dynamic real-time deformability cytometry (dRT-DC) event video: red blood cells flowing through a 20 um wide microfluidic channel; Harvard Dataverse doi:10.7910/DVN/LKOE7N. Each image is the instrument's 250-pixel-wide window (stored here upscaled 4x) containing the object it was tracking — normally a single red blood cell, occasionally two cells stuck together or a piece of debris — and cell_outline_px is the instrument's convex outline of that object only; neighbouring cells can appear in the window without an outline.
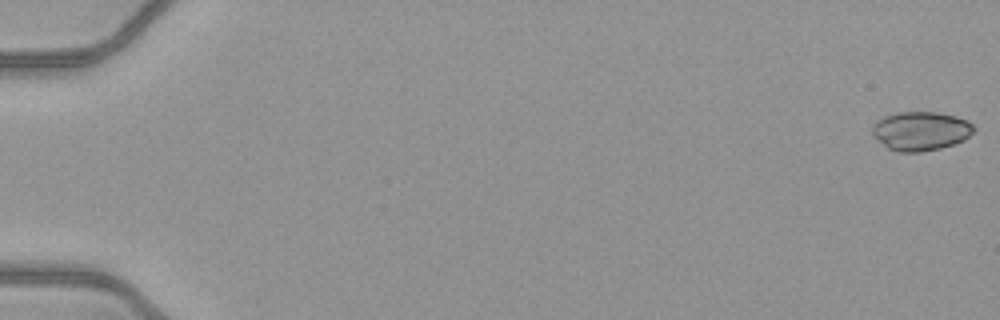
{"species": "common noctule bat (a hibernating species)", "species_latin": "Nyctalus noctula", "temperature_condition": "warm", "stored_images_in_passage": 52, "camera_frame_rate_fps": 3000, "um_per_image_px": 0.085, "animal": {"sex": "female", "body_mass_g": 21.9}, "frame": {"image": 1, "passage_image": 1, "time_ms": 0.0, "image_size_px": [1000, 320], "cell_outline_px": [[976, 128], [964, 140], [940, 148], [920, 152], [896, 152], [888, 148], [872, 136], [872, 124], [876, 120], [884, 116], [900, 112], [936, 112], [956, 116], [968, 120]], "centroid_in_image_um": [78.23, 11.13], "position_along_channel_um": 6.8, "area_um2": 23.18}}
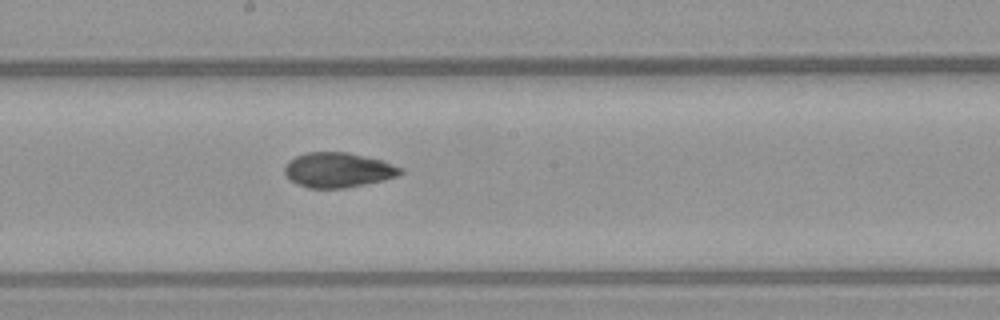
{"frame": {"image": 2, "passage_image": 30, "time_ms": 9.667, "image_size_px": [1000, 320], "cell_outline_px": [[404, 172], [396, 176], [384, 180], [344, 188], [308, 188], [288, 180], [284, 172], [284, 164], [288, 160], [296, 156], [308, 152], [348, 152], [384, 160], [404, 168]], "centroid_in_image_um": [28.73, 14.44], "position_along_channel_um": 219.5, "area_um2": 23.87}}
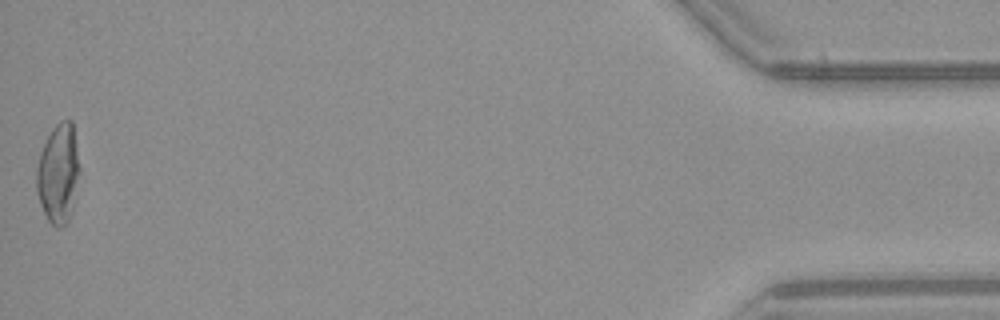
{"frame": {"image": 3, "passage_image": 52, "time_ms": 17.0, "image_size_px": [1000, 320], "cell_outline_px": [[80, 172], [72, 212], [68, 220], [60, 228], [56, 228], [48, 220], [40, 204], [36, 192], [36, 168], [40, 152], [52, 128], [60, 120], [72, 120], [80, 168]], "centroid_in_image_um": [4.96, 14.76], "position_along_channel_um": 430.2, "area_um2": 25.14}, "authors_computed_cell_mechanics": {"area_um2": 23.9581, "velocity_mm_per_s": 4.1187, "shape_relaxation_time_tau1_ms": null, "shape_relaxation_time_tau2_ms": 1.497, "deformation_change_tau1": null, "deformation_change_tau2": 0.039}}